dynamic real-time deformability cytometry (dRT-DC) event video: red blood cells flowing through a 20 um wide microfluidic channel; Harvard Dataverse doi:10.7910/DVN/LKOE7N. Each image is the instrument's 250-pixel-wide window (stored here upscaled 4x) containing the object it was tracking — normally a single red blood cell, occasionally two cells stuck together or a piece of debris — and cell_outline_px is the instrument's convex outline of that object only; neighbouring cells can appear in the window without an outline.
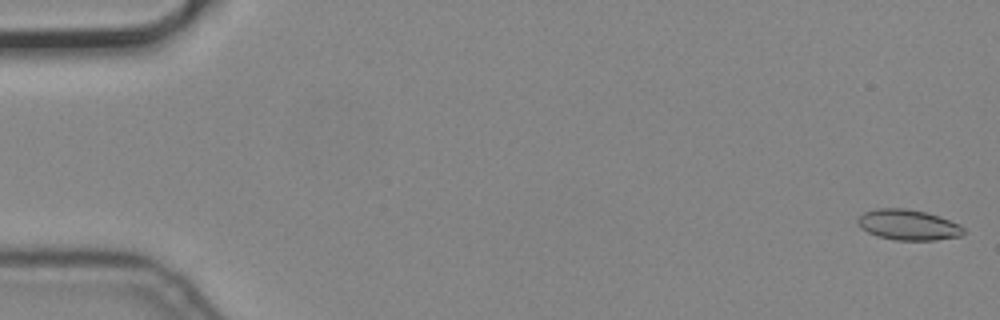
{"species": "common noctule bat (a hibernating species)", "species_latin": "Nyctalus noctula", "temperature_condition": "cold", "stored_images_in_passage": 5, "camera_frame_rate_fps": 3000, "um_per_image_px": 0.085, "animal": {"sex": "male", "body_mass_g": 19.2, "forearm_length_mm": 51.8}, "frame": {"image": 1, "passage_image": 1, "time_ms": 0.0, "image_size_px": [1000, 320], "cell_outline_px": [[964, 232], [960, 236], [936, 240], [896, 240], [876, 236], [860, 228], [856, 220], [864, 212], [876, 208], [904, 208], [924, 212], [940, 216], [960, 224], [964, 228]], "centroid_in_image_um": [77.18, 19.11], "position_along_channel_um": 7.8, "area_um2": 18.9}}
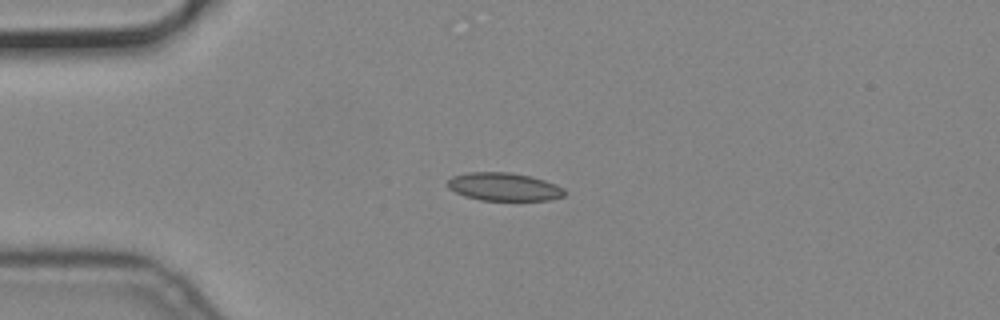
{"frame": {"image": 2, "passage_image": 4, "time_ms": 1.0, "image_size_px": [1000, 320], "cell_outline_px": [[568, 192], [564, 196], [552, 200], [480, 200], [464, 196], [448, 188], [448, 180], [452, 176], [468, 172], [512, 172], [532, 176], [556, 184], [564, 188]], "centroid_in_image_um": [42.88, 15.87], "position_along_channel_um": 42.1, "area_um2": 19.36}}